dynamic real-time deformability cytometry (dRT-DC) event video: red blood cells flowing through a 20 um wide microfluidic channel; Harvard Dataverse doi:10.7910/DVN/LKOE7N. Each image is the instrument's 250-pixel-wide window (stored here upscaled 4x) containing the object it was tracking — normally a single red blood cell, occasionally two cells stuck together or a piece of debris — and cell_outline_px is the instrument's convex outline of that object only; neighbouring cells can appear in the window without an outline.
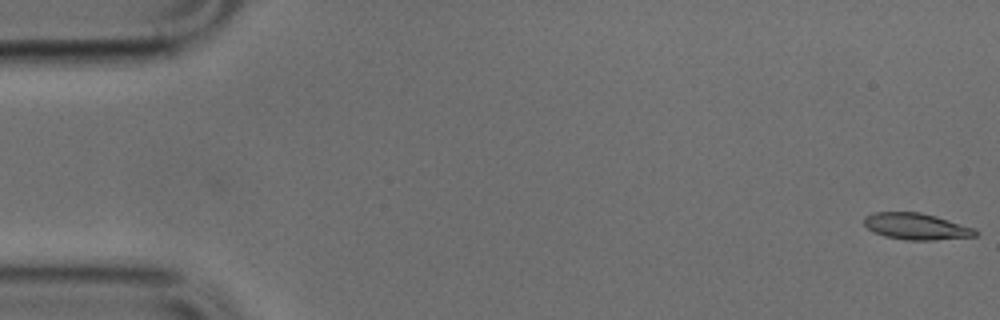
{"species": "common noctule bat (a hibernating species)", "species_latin": "Nyctalus noctula", "temperature_condition": "cold", "stored_images_in_passage": 50, "camera_frame_rate_fps": 3000, "um_per_image_px": 0.085, "animal": {"sex": "male", "body_mass_g": 17.9, "forearm_length_mm": 54.2}, "frame": {"image": 1, "passage_image": 1, "time_ms": 0.0, "image_size_px": [1000, 320], "cell_outline_px": [[980, 232], [976, 236], [936, 240], [904, 240], [884, 236], [872, 232], [864, 224], [864, 216], [876, 212], [920, 212], [936, 216], [976, 228]], "centroid_in_image_um": [77.91, 19.25], "position_along_channel_um": 7.1, "area_um2": 17.4}}
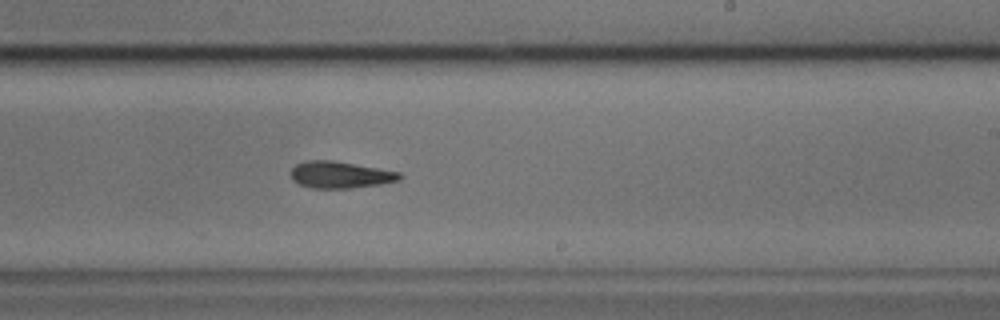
{"frame": {"image": 2, "passage_image": 30, "time_ms": 9.667, "image_size_px": [1000, 320], "cell_outline_px": [[404, 176], [400, 180], [380, 184], [352, 188], [312, 188], [300, 184], [292, 180], [292, 168], [296, 164], [304, 160], [332, 160], [400, 172]], "centroid_in_image_um": [28.93, 14.85], "position_along_channel_um": 260.1, "area_um2": 16.94}}
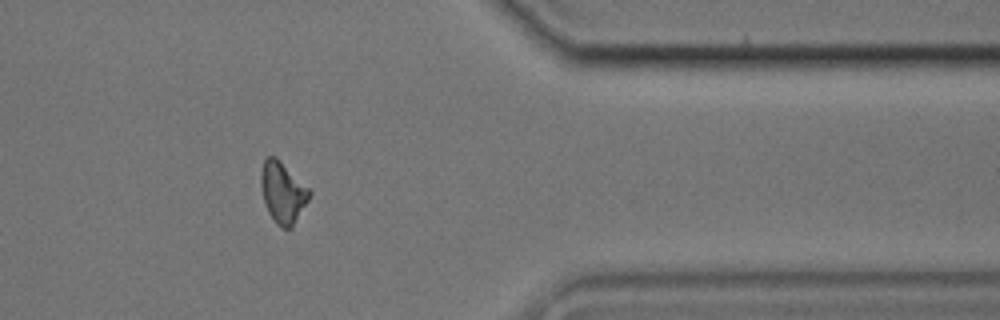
{"frame": {"image": 3, "passage_image": 41, "time_ms": 13.333, "image_size_px": [1000, 320], "cell_outline_px": [[312, 192], [308, 200], [292, 228], [284, 228], [276, 224], [268, 212], [264, 200], [260, 184], [260, 172], [264, 160], [268, 156], [276, 156]], "centroid_in_image_um": [24.02, 16.35], "position_along_channel_um": 387.4, "area_um2": 17.11}}